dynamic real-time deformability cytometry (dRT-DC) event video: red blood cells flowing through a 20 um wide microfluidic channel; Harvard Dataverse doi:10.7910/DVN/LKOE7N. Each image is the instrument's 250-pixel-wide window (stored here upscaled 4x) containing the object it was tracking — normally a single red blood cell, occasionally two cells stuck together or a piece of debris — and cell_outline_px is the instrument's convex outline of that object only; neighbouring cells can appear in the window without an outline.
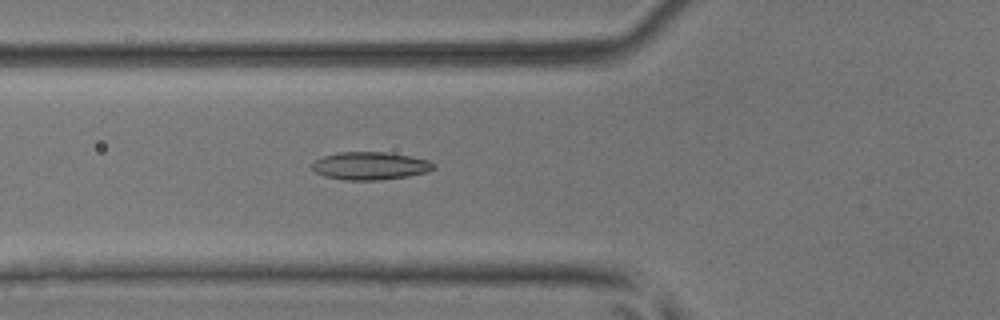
{"species": "common noctule bat (a hibernating species)", "species_latin": "Nyctalus noctula", "temperature_condition": "room temperature", "stored_images_in_passage": 50, "camera_frame_rate_fps": 3000, "um_per_image_px": 0.085, "animal": {"sex": "male", "body_mass_g": 17.9, "forearm_length_mm": 54.2}, "frame": {"image": 1, "passage_image": 19, "time_ms": 6.0, "image_size_px": [1000, 320], "cell_outline_px": [[436, 168], [428, 172], [408, 176], [380, 180], [344, 180], [324, 176], [316, 172], [312, 168], [312, 164], [316, 160], [324, 156], [340, 152], [388, 152], [412, 156], [428, 160], [436, 164]], "centroid_in_image_um": [31.52, 14.1], "position_along_channel_um": 94.3, "area_um2": 19.83}}
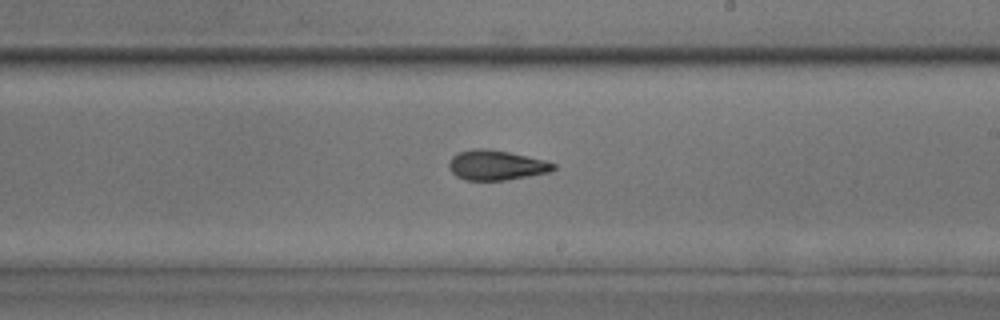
{"frame": {"image": 2, "passage_image": 30, "time_ms": 9.667, "image_size_px": [1000, 320], "cell_outline_px": [[556, 168], [548, 172], [508, 180], [464, 180], [456, 176], [452, 172], [448, 164], [452, 156], [456, 152], [472, 148], [488, 148], [508, 152], [544, 160], [556, 164]], "centroid_in_image_um": [42.14, 14.03], "position_along_channel_um": 246.9, "area_um2": 18.26}}
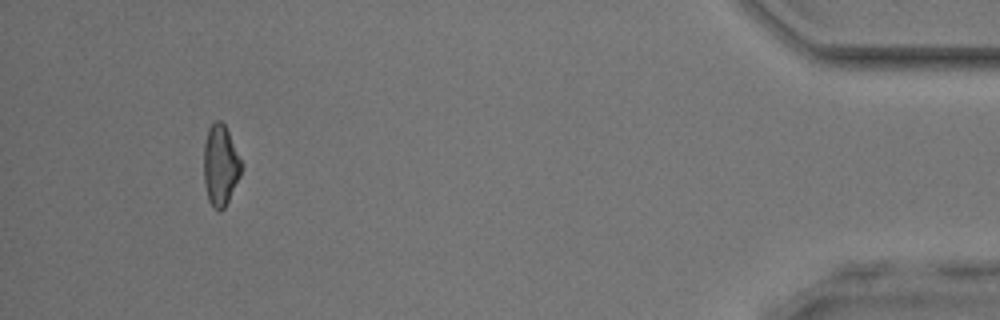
{"frame": {"image": 3, "passage_image": 47, "time_ms": 15.333, "image_size_px": [1000, 320], "cell_outline_px": [[244, 168], [224, 208], [220, 212], [208, 200], [204, 180], [204, 144], [208, 128], [216, 120], [220, 120], [224, 124], [244, 164]], "centroid_in_image_um": [18.76, 14.03], "position_along_channel_um": 416.4, "area_um2": 17.69}, "authors_computed_cell_mechanics": {"area_um2": 18.3226, "velocity_mm_per_s": 4.1694, "shape_relaxation_time_tau1_ms": null, "shape_relaxation_time_tau2_ms": 1.9609, "deformation_change_tau1": null, "deformation_change_tau2": 0.0905}}